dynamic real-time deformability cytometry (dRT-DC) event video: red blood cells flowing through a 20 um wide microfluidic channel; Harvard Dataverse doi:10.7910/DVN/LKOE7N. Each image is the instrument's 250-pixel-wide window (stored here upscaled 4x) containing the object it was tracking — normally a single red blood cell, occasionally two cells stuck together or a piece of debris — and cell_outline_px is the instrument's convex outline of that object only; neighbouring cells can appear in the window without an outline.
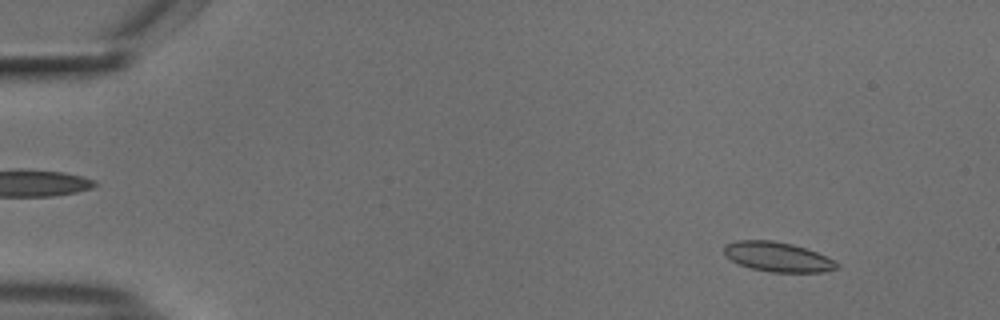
{"species": "common noctule bat (a hibernating species)", "species_latin": "Nyctalus noctula", "temperature_condition": "cold", "stored_images_in_passage": 17, "camera_frame_rate_fps": 3000, "um_per_image_px": 0.085, "animal": {"sex": "male", "body_mass_g": 18.8}, "frame": {"image": 1, "passage_image": 6, "time_ms": 1.667, "image_size_px": [1000, 320], "cell_outline_px": [[840, 268], [824, 272], [772, 272], [752, 268], [740, 264], [732, 260], [724, 252], [724, 244], [736, 240], [772, 240], [792, 244], [816, 252], [840, 264]], "centroid_in_image_um": [66.11, 21.83], "position_along_channel_um": 18.9, "area_um2": 19.31}}
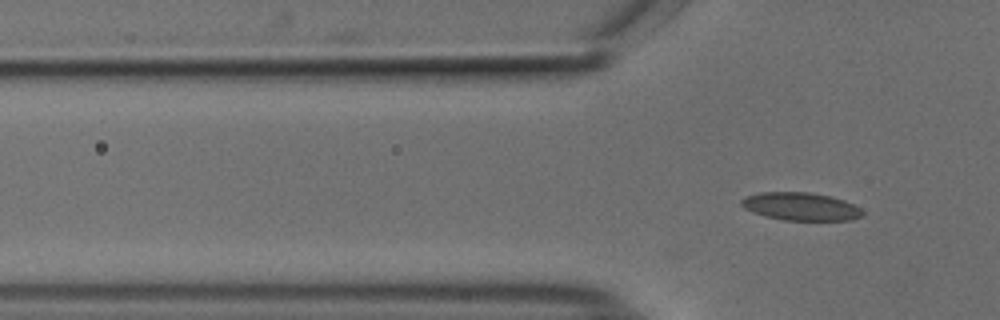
{"frame": {"image": 2, "passage_image": 17, "time_ms": 5.333, "image_size_px": [1000, 320], "cell_outline_px": [[864, 216], [852, 220], [784, 220], [764, 216], [752, 212], [744, 208], [740, 204], [740, 200], [744, 196], [760, 192], [808, 192], [832, 196], [844, 200], [860, 208], [864, 212]], "centroid_in_image_um": [68.05, 17.55], "position_along_channel_um": 57.7, "area_um2": 19.94}}